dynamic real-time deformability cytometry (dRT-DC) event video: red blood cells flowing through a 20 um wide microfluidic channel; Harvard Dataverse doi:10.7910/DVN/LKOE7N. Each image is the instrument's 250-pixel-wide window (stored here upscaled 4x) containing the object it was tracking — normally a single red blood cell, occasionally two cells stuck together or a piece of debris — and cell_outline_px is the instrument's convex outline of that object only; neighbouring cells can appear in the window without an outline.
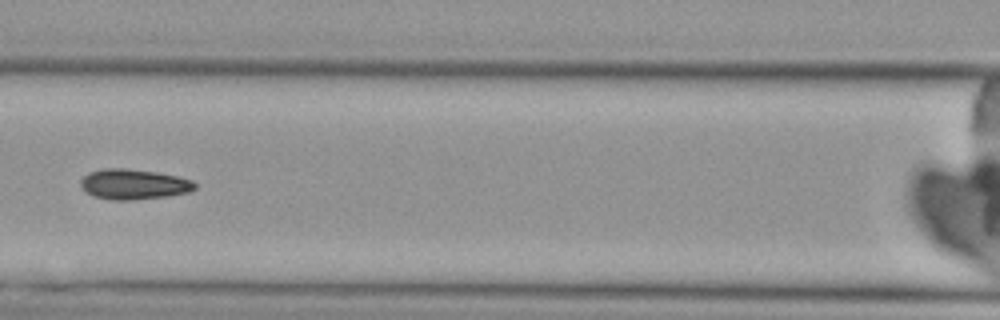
{"species": "Egyptian fruit bat (a non-hibernating species)", "species_latin": "Rousettus aegyptiacus", "temperature_condition": "cold", "stored_images_in_passage": 6, "camera_frame_rate_fps": 3000, "um_per_image_px": 0.085, "animal": {"sex": "female"}, "frame": {"image": 1, "passage_image": 6, "time_ms": 6.0, "image_size_px": [1000, 320], "cell_outline_px": [[196, 188], [188, 192], [168, 196], [132, 200], [112, 200], [92, 196], [80, 184], [80, 180], [88, 172], [104, 168], [124, 168], [156, 172], [180, 176], [192, 180], [196, 184]], "centroid_in_image_um": [11.38, 15.66], "position_along_channel_um": 155.2, "area_um2": 20.23}}